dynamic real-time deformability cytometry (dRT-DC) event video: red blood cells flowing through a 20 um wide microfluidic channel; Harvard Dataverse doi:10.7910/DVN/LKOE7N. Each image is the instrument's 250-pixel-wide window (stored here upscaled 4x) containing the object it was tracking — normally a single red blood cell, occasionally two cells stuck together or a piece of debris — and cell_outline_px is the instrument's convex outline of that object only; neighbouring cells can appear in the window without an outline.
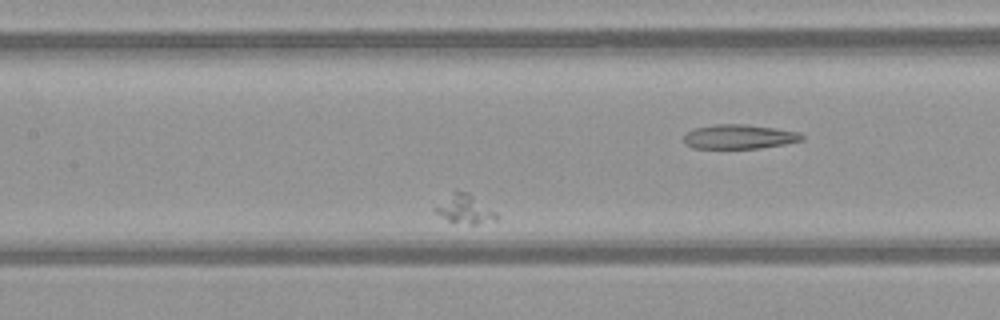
{"species": "common noctule bat (a hibernating species)", "species_latin": "Nyctalus noctula", "temperature_condition": "warm", "stored_images_in_passage": 39, "camera_frame_rate_fps": 3000, "um_per_image_px": 0.085, "animal": {"sex": "female", "body_mass_g": 21.9}, "frame": {"image": 1, "passage_image": 18, "time_ms": 5.667, "image_size_px": [1000, 320], "cell_outline_px": [[500, 216], [496, 220], [476, 224], [472, 224], [448, 220], [436, 212], [432, 208], [456, 188], [468, 192], [496, 212]], "centroid_in_image_um": [39.51, 17.73], "position_along_channel_um": 167.9, "area_um2": 10.29}}